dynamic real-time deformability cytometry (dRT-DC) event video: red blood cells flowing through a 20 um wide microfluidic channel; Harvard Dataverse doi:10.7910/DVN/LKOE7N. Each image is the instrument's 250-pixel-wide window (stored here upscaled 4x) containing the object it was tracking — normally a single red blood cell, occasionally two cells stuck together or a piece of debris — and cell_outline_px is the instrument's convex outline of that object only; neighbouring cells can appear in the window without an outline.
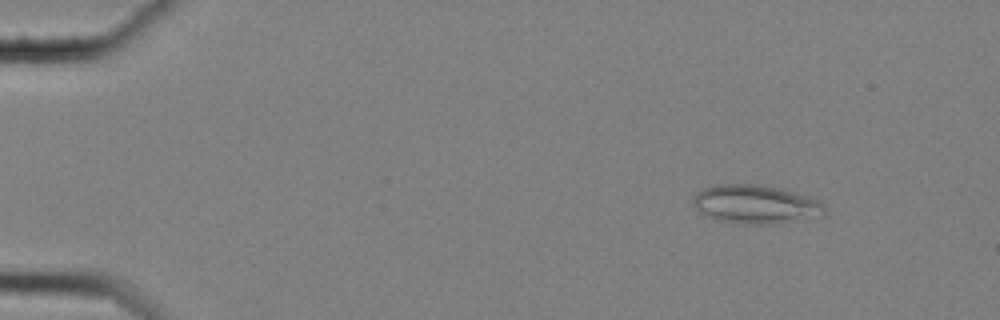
{"species": "common noctule bat (a hibernating species)", "species_latin": "Nyctalus noctula", "temperature_condition": "cold", "stored_images_in_passage": 13, "camera_frame_rate_fps": 3000, "um_per_image_px": 0.085, "animal": {"sex": "female", "body_mass_g": 25.1}, "frame": {"image": 1, "passage_image": 3, "time_ms": 0.667, "image_size_px": [1000, 320], "cell_outline_px": [[824, 216], [772, 224], [744, 224], [716, 220], [700, 212], [692, 204], [692, 196], [696, 192], [704, 188], [716, 184], [756, 184], [784, 188], [808, 196], [824, 204]], "centroid_in_image_um": [64.21, 17.36], "position_along_channel_um": 20.8, "area_um2": 29.94}}